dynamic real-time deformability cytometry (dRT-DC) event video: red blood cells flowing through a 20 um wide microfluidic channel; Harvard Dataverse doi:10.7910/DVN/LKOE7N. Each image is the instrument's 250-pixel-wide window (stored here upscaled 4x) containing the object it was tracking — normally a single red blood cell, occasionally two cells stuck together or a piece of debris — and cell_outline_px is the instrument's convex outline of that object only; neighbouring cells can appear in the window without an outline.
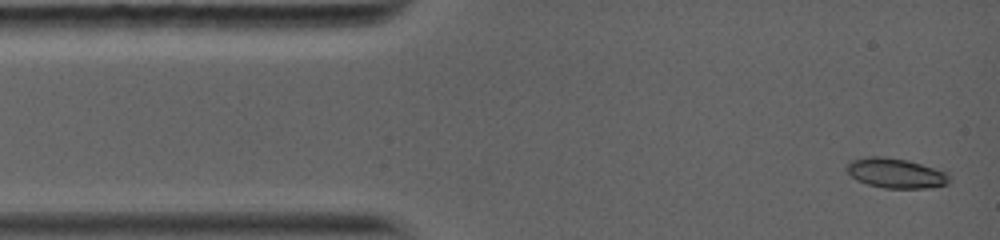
{"species": "common noctule bat (a hibernating species)", "species_latin": "Nyctalus noctula", "temperature_condition": "warm", "stored_images_in_passage": 6, "camera_frame_rate_fps": 5000, "um_per_image_px": 0.085, "animal": {"sex": "female", "body_mass_g": 19.0, "forearm_length_mm": 56.7}, "frame": {"image": 1, "passage_image": 1, "time_ms": 0.0, "image_size_px": [1000, 240], "cell_outline_px": [[948, 184], [928, 188], [884, 188], [868, 184], [856, 180], [844, 168], [852, 160], [868, 156], [880, 156], [908, 160], [948, 172]], "centroid_in_image_um": [76.13, 14.72], "position_along_channel_um": 8.9, "area_um2": 17.8}}
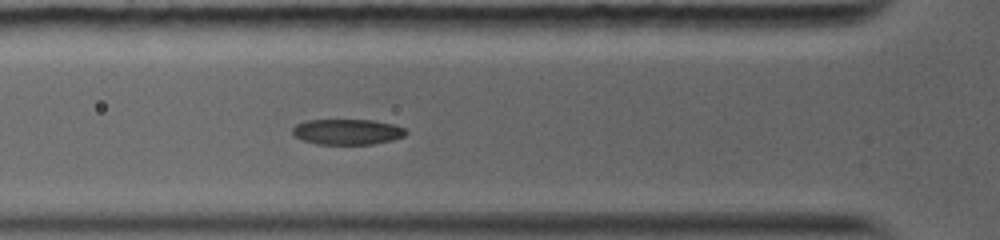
{"frame": {"image": 2, "passage_image": 5, "time_ms": 3.8, "image_size_px": [1000, 240], "cell_outline_px": [[408, 132], [404, 136], [392, 140], [372, 144], [316, 144], [300, 140], [292, 132], [292, 128], [296, 124], [304, 120], [372, 120], [392, 124], [404, 128]], "centroid_in_image_um": [29.49, 11.2], "position_along_channel_um": 96.3, "area_um2": 16.94}}
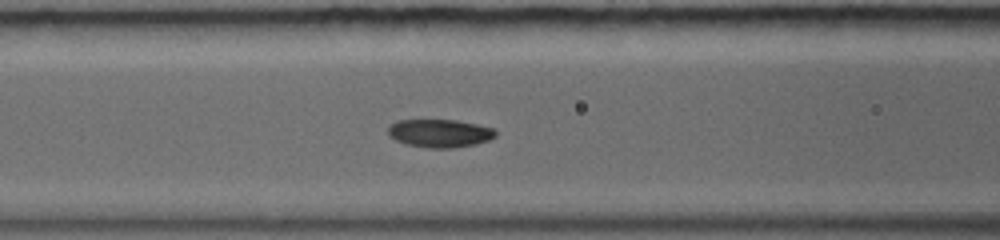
{"frame": {"image": 3, "passage_image": 6, "time_ms": 4.6, "image_size_px": [1000, 240], "cell_outline_px": [[496, 136], [488, 140], [476, 144], [452, 148], [428, 148], [404, 144], [388, 136], [388, 128], [396, 120], [456, 120], [496, 128]], "centroid_in_image_um": [37.38, 11.33], "position_along_channel_um": 129.2, "area_um2": 17.74}}